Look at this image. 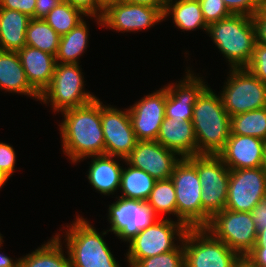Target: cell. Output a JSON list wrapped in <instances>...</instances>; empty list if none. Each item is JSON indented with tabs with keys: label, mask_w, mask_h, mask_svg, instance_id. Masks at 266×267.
<instances>
[{
	"label": "cell",
	"mask_w": 266,
	"mask_h": 267,
	"mask_svg": "<svg viewBox=\"0 0 266 267\" xmlns=\"http://www.w3.org/2000/svg\"><path fill=\"white\" fill-rule=\"evenodd\" d=\"M78 64L56 63L50 85L41 93L40 100L44 104L51 103L54 112L82 107L97 97L83 88L84 76Z\"/></svg>",
	"instance_id": "cell-7"
},
{
	"label": "cell",
	"mask_w": 266,
	"mask_h": 267,
	"mask_svg": "<svg viewBox=\"0 0 266 267\" xmlns=\"http://www.w3.org/2000/svg\"><path fill=\"white\" fill-rule=\"evenodd\" d=\"M81 15L85 16L69 2L61 1L43 20H45L59 36H63L85 19Z\"/></svg>",
	"instance_id": "cell-32"
},
{
	"label": "cell",
	"mask_w": 266,
	"mask_h": 267,
	"mask_svg": "<svg viewBox=\"0 0 266 267\" xmlns=\"http://www.w3.org/2000/svg\"><path fill=\"white\" fill-rule=\"evenodd\" d=\"M36 0H0V8L16 10L35 19Z\"/></svg>",
	"instance_id": "cell-39"
},
{
	"label": "cell",
	"mask_w": 266,
	"mask_h": 267,
	"mask_svg": "<svg viewBox=\"0 0 266 267\" xmlns=\"http://www.w3.org/2000/svg\"><path fill=\"white\" fill-rule=\"evenodd\" d=\"M76 217L64 235L71 267H121L102 237L109 231L101 235L82 216Z\"/></svg>",
	"instance_id": "cell-4"
},
{
	"label": "cell",
	"mask_w": 266,
	"mask_h": 267,
	"mask_svg": "<svg viewBox=\"0 0 266 267\" xmlns=\"http://www.w3.org/2000/svg\"><path fill=\"white\" fill-rule=\"evenodd\" d=\"M146 203L154 210L155 214H174L177 217L176 192L171 180H156Z\"/></svg>",
	"instance_id": "cell-31"
},
{
	"label": "cell",
	"mask_w": 266,
	"mask_h": 267,
	"mask_svg": "<svg viewBox=\"0 0 266 267\" xmlns=\"http://www.w3.org/2000/svg\"><path fill=\"white\" fill-rule=\"evenodd\" d=\"M196 169L202 186V227L226 207L230 169L218 155H196Z\"/></svg>",
	"instance_id": "cell-6"
},
{
	"label": "cell",
	"mask_w": 266,
	"mask_h": 267,
	"mask_svg": "<svg viewBox=\"0 0 266 267\" xmlns=\"http://www.w3.org/2000/svg\"><path fill=\"white\" fill-rule=\"evenodd\" d=\"M191 121L197 141V155H217L231 133V117L226 112L220 95L206 86L195 101Z\"/></svg>",
	"instance_id": "cell-2"
},
{
	"label": "cell",
	"mask_w": 266,
	"mask_h": 267,
	"mask_svg": "<svg viewBox=\"0 0 266 267\" xmlns=\"http://www.w3.org/2000/svg\"><path fill=\"white\" fill-rule=\"evenodd\" d=\"M171 180L176 192L177 221L187 228L202 227V186L196 169V155L181 158Z\"/></svg>",
	"instance_id": "cell-5"
},
{
	"label": "cell",
	"mask_w": 266,
	"mask_h": 267,
	"mask_svg": "<svg viewBox=\"0 0 266 267\" xmlns=\"http://www.w3.org/2000/svg\"><path fill=\"white\" fill-rule=\"evenodd\" d=\"M101 123L105 141V155L125 160L137 143L128 109L119 110L102 105ZM111 106V107H110Z\"/></svg>",
	"instance_id": "cell-15"
},
{
	"label": "cell",
	"mask_w": 266,
	"mask_h": 267,
	"mask_svg": "<svg viewBox=\"0 0 266 267\" xmlns=\"http://www.w3.org/2000/svg\"><path fill=\"white\" fill-rule=\"evenodd\" d=\"M227 82L220 92L230 117L266 107V84L247 68H230Z\"/></svg>",
	"instance_id": "cell-8"
},
{
	"label": "cell",
	"mask_w": 266,
	"mask_h": 267,
	"mask_svg": "<svg viewBox=\"0 0 266 267\" xmlns=\"http://www.w3.org/2000/svg\"><path fill=\"white\" fill-rule=\"evenodd\" d=\"M16 164V153L9 144L0 142V170L9 178L14 172Z\"/></svg>",
	"instance_id": "cell-38"
},
{
	"label": "cell",
	"mask_w": 266,
	"mask_h": 267,
	"mask_svg": "<svg viewBox=\"0 0 266 267\" xmlns=\"http://www.w3.org/2000/svg\"><path fill=\"white\" fill-rule=\"evenodd\" d=\"M163 14L164 19L172 15L175 26L183 31L200 28L207 33L208 25L204 21L199 0H168Z\"/></svg>",
	"instance_id": "cell-25"
},
{
	"label": "cell",
	"mask_w": 266,
	"mask_h": 267,
	"mask_svg": "<svg viewBox=\"0 0 266 267\" xmlns=\"http://www.w3.org/2000/svg\"><path fill=\"white\" fill-rule=\"evenodd\" d=\"M133 267H185L183 242L172 251L141 259Z\"/></svg>",
	"instance_id": "cell-33"
},
{
	"label": "cell",
	"mask_w": 266,
	"mask_h": 267,
	"mask_svg": "<svg viewBox=\"0 0 266 267\" xmlns=\"http://www.w3.org/2000/svg\"><path fill=\"white\" fill-rule=\"evenodd\" d=\"M92 157L87 178L96 191L104 195L114 194L120 189L122 166L114 156L97 155Z\"/></svg>",
	"instance_id": "cell-23"
},
{
	"label": "cell",
	"mask_w": 266,
	"mask_h": 267,
	"mask_svg": "<svg viewBox=\"0 0 266 267\" xmlns=\"http://www.w3.org/2000/svg\"><path fill=\"white\" fill-rule=\"evenodd\" d=\"M102 26L117 32H134L149 29L164 20L159 8L144 4H134L125 0L105 2L101 18Z\"/></svg>",
	"instance_id": "cell-12"
},
{
	"label": "cell",
	"mask_w": 266,
	"mask_h": 267,
	"mask_svg": "<svg viewBox=\"0 0 266 267\" xmlns=\"http://www.w3.org/2000/svg\"><path fill=\"white\" fill-rule=\"evenodd\" d=\"M180 159L181 156L175 151L165 148L156 140H147L137 141L124 162L147 172L155 180H165L171 177Z\"/></svg>",
	"instance_id": "cell-16"
},
{
	"label": "cell",
	"mask_w": 266,
	"mask_h": 267,
	"mask_svg": "<svg viewBox=\"0 0 266 267\" xmlns=\"http://www.w3.org/2000/svg\"><path fill=\"white\" fill-rule=\"evenodd\" d=\"M246 68L266 84V45L255 44L252 59Z\"/></svg>",
	"instance_id": "cell-36"
},
{
	"label": "cell",
	"mask_w": 266,
	"mask_h": 267,
	"mask_svg": "<svg viewBox=\"0 0 266 267\" xmlns=\"http://www.w3.org/2000/svg\"><path fill=\"white\" fill-rule=\"evenodd\" d=\"M166 87L142 97L128 108L137 141L156 140L165 119Z\"/></svg>",
	"instance_id": "cell-17"
},
{
	"label": "cell",
	"mask_w": 266,
	"mask_h": 267,
	"mask_svg": "<svg viewBox=\"0 0 266 267\" xmlns=\"http://www.w3.org/2000/svg\"><path fill=\"white\" fill-rule=\"evenodd\" d=\"M247 255L257 267H266V243L262 247H253Z\"/></svg>",
	"instance_id": "cell-42"
},
{
	"label": "cell",
	"mask_w": 266,
	"mask_h": 267,
	"mask_svg": "<svg viewBox=\"0 0 266 267\" xmlns=\"http://www.w3.org/2000/svg\"><path fill=\"white\" fill-rule=\"evenodd\" d=\"M262 167L266 171V144H265V149H264V159H263Z\"/></svg>",
	"instance_id": "cell-49"
},
{
	"label": "cell",
	"mask_w": 266,
	"mask_h": 267,
	"mask_svg": "<svg viewBox=\"0 0 266 267\" xmlns=\"http://www.w3.org/2000/svg\"><path fill=\"white\" fill-rule=\"evenodd\" d=\"M62 114V149L74 164L90 156L105 155L100 99Z\"/></svg>",
	"instance_id": "cell-1"
},
{
	"label": "cell",
	"mask_w": 266,
	"mask_h": 267,
	"mask_svg": "<svg viewBox=\"0 0 266 267\" xmlns=\"http://www.w3.org/2000/svg\"><path fill=\"white\" fill-rule=\"evenodd\" d=\"M266 200V171L263 167L230 170L225 209L252 212Z\"/></svg>",
	"instance_id": "cell-13"
},
{
	"label": "cell",
	"mask_w": 266,
	"mask_h": 267,
	"mask_svg": "<svg viewBox=\"0 0 266 267\" xmlns=\"http://www.w3.org/2000/svg\"><path fill=\"white\" fill-rule=\"evenodd\" d=\"M266 141L248 135L230 136L217 154L230 170L259 168L263 165Z\"/></svg>",
	"instance_id": "cell-19"
},
{
	"label": "cell",
	"mask_w": 266,
	"mask_h": 267,
	"mask_svg": "<svg viewBox=\"0 0 266 267\" xmlns=\"http://www.w3.org/2000/svg\"><path fill=\"white\" fill-rule=\"evenodd\" d=\"M86 21L80 22L70 32L60 37L56 63L78 64L80 56L87 49L89 30Z\"/></svg>",
	"instance_id": "cell-28"
},
{
	"label": "cell",
	"mask_w": 266,
	"mask_h": 267,
	"mask_svg": "<svg viewBox=\"0 0 266 267\" xmlns=\"http://www.w3.org/2000/svg\"><path fill=\"white\" fill-rule=\"evenodd\" d=\"M182 242L185 267H232L239 256L205 227L188 228Z\"/></svg>",
	"instance_id": "cell-10"
},
{
	"label": "cell",
	"mask_w": 266,
	"mask_h": 267,
	"mask_svg": "<svg viewBox=\"0 0 266 267\" xmlns=\"http://www.w3.org/2000/svg\"><path fill=\"white\" fill-rule=\"evenodd\" d=\"M232 14L253 16L261 9L262 0H222Z\"/></svg>",
	"instance_id": "cell-37"
},
{
	"label": "cell",
	"mask_w": 266,
	"mask_h": 267,
	"mask_svg": "<svg viewBox=\"0 0 266 267\" xmlns=\"http://www.w3.org/2000/svg\"><path fill=\"white\" fill-rule=\"evenodd\" d=\"M252 20L256 31L257 42L266 45V13L262 9H259L252 16Z\"/></svg>",
	"instance_id": "cell-40"
},
{
	"label": "cell",
	"mask_w": 266,
	"mask_h": 267,
	"mask_svg": "<svg viewBox=\"0 0 266 267\" xmlns=\"http://www.w3.org/2000/svg\"><path fill=\"white\" fill-rule=\"evenodd\" d=\"M239 255H247L255 246L258 229L252 212L223 209L205 227Z\"/></svg>",
	"instance_id": "cell-11"
},
{
	"label": "cell",
	"mask_w": 266,
	"mask_h": 267,
	"mask_svg": "<svg viewBox=\"0 0 266 267\" xmlns=\"http://www.w3.org/2000/svg\"><path fill=\"white\" fill-rule=\"evenodd\" d=\"M25 36L26 46L57 55L61 36L45 20L32 18Z\"/></svg>",
	"instance_id": "cell-29"
},
{
	"label": "cell",
	"mask_w": 266,
	"mask_h": 267,
	"mask_svg": "<svg viewBox=\"0 0 266 267\" xmlns=\"http://www.w3.org/2000/svg\"><path fill=\"white\" fill-rule=\"evenodd\" d=\"M165 218L158 219L129 241L126 253L129 267H133L141 259L174 250L178 246L174 243L177 236L182 241L188 228L182 222Z\"/></svg>",
	"instance_id": "cell-9"
},
{
	"label": "cell",
	"mask_w": 266,
	"mask_h": 267,
	"mask_svg": "<svg viewBox=\"0 0 266 267\" xmlns=\"http://www.w3.org/2000/svg\"><path fill=\"white\" fill-rule=\"evenodd\" d=\"M32 18L0 8V50L18 52L26 46V31Z\"/></svg>",
	"instance_id": "cell-24"
},
{
	"label": "cell",
	"mask_w": 266,
	"mask_h": 267,
	"mask_svg": "<svg viewBox=\"0 0 266 267\" xmlns=\"http://www.w3.org/2000/svg\"><path fill=\"white\" fill-rule=\"evenodd\" d=\"M129 167L122 170L119 197L125 199L141 200L146 202L154 187L156 180L147 172L135 168L127 163Z\"/></svg>",
	"instance_id": "cell-27"
},
{
	"label": "cell",
	"mask_w": 266,
	"mask_h": 267,
	"mask_svg": "<svg viewBox=\"0 0 266 267\" xmlns=\"http://www.w3.org/2000/svg\"><path fill=\"white\" fill-rule=\"evenodd\" d=\"M18 55L28 83L41 95L51 83L56 57L31 46H24Z\"/></svg>",
	"instance_id": "cell-20"
},
{
	"label": "cell",
	"mask_w": 266,
	"mask_h": 267,
	"mask_svg": "<svg viewBox=\"0 0 266 267\" xmlns=\"http://www.w3.org/2000/svg\"><path fill=\"white\" fill-rule=\"evenodd\" d=\"M254 220L256 222V227L260 228L266 227V200L259 203L252 211Z\"/></svg>",
	"instance_id": "cell-43"
},
{
	"label": "cell",
	"mask_w": 266,
	"mask_h": 267,
	"mask_svg": "<svg viewBox=\"0 0 266 267\" xmlns=\"http://www.w3.org/2000/svg\"><path fill=\"white\" fill-rule=\"evenodd\" d=\"M60 2V0H36L35 19H44Z\"/></svg>",
	"instance_id": "cell-41"
},
{
	"label": "cell",
	"mask_w": 266,
	"mask_h": 267,
	"mask_svg": "<svg viewBox=\"0 0 266 267\" xmlns=\"http://www.w3.org/2000/svg\"><path fill=\"white\" fill-rule=\"evenodd\" d=\"M58 233L35 251L19 258V267H71L69 255L62 250Z\"/></svg>",
	"instance_id": "cell-26"
},
{
	"label": "cell",
	"mask_w": 266,
	"mask_h": 267,
	"mask_svg": "<svg viewBox=\"0 0 266 267\" xmlns=\"http://www.w3.org/2000/svg\"><path fill=\"white\" fill-rule=\"evenodd\" d=\"M207 32L231 68H246L253 56L256 31L251 16L232 14L208 25Z\"/></svg>",
	"instance_id": "cell-3"
},
{
	"label": "cell",
	"mask_w": 266,
	"mask_h": 267,
	"mask_svg": "<svg viewBox=\"0 0 266 267\" xmlns=\"http://www.w3.org/2000/svg\"><path fill=\"white\" fill-rule=\"evenodd\" d=\"M2 237H0V248L4 242ZM0 267H19V259L13 261L12 258L2 253L0 254Z\"/></svg>",
	"instance_id": "cell-45"
},
{
	"label": "cell",
	"mask_w": 266,
	"mask_h": 267,
	"mask_svg": "<svg viewBox=\"0 0 266 267\" xmlns=\"http://www.w3.org/2000/svg\"><path fill=\"white\" fill-rule=\"evenodd\" d=\"M231 134L248 135L266 141V107L231 117Z\"/></svg>",
	"instance_id": "cell-30"
},
{
	"label": "cell",
	"mask_w": 266,
	"mask_h": 267,
	"mask_svg": "<svg viewBox=\"0 0 266 267\" xmlns=\"http://www.w3.org/2000/svg\"><path fill=\"white\" fill-rule=\"evenodd\" d=\"M266 243V227L260 228L257 233V239L254 247H262Z\"/></svg>",
	"instance_id": "cell-47"
},
{
	"label": "cell",
	"mask_w": 266,
	"mask_h": 267,
	"mask_svg": "<svg viewBox=\"0 0 266 267\" xmlns=\"http://www.w3.org/2000/svg\"><path fill=\"white\" fill-rule=\"evenodd\" d=\"M159 218L154 210L144 201L117 197L109 205L108 221L115 236L123 241H131L141 230L152 225Z\"/></svg>",
	"instance_id": "cell-14"
},
{
	"label": "cell",
	"mask_w": 266,
	"mask_h": 267,
	"mask_svg": "<svg viewBox=\"0 0 266 267\" xmlns=\"http://www.w3.org/2000/svg\"><path fill=\"white\" fill-rule=\"evenodd\" d=\"M74 8L80 10L86 17L97 18V23L102 26V16L104 13L105 2L103 0H66Z\"/></svg>",
	"instance_id": "cell-35"
},
{
	"label": "cell",
	"mask_w": 266,
	"mask_h": 267,
	"mask_svg": "<svg viewBox=\"0 0 266 267\" xmlns=\"http://www.w3.org/2000/svg\"><path fill=\"white\" fill-rule=\"evenodd\" d=\"M190 69L183 80L166 87L165 118L179 122L192 120L195 101L207 86L202 77H195Z\"/></svg>",
	"instance_id": "cell-18"
},
{
	"label": "cell",
	"mask_w": 266,
	"mask_h": 267,
	"mask_svg": "<svg viewBox=\"0 0 266 267\" xmlns=\"http://www.w3.org/2000/svg\"><path fill=\"white\" fill-rule=\"evenodd\" d=\"M9 177L0 170V190L5 185Z\"/></svg>",
	"instance_id": "cell-48"
},
{
	"label": "cell",
	"mask_w": 266,
	"mask_h": 267,
	"mask_svg": "<svg viewBox=\"0 0 266 267\" xmlns=\"http://www.w3.org/2000/svg\"><path fill=\"white\" fill-rule=\"evenodd\" d=\"M0 89L40 101V95L27 81L18 52L0 50Z\"/></svg>",
	"instance_id": "cell-22"
},
{
	"label": "cell",
	"mask_w": 266,
	"mask_h": 267,
	"mask_svg": "<svg viewBox=\"0 0 266 267\" xmlns=\"http://www.w3.org/2000/svg\"><path fill=\"white\" fill-rule=\"evenodd\" d=\"M134 4H144L155 8H159L163 13L165 11L168 0H125Z\"/></svg>",
	"instance_id": "cell-44"
},
{
	"label": "cell",
	"mask_w": 266,
	"mask_h": 267,
	"mask_svg": "<svg viewBox=\"0 0 266 267\" xmlns=\"http://www.w3.org/2000/svg\"><path fill=\"white\" fill-rule=\"evenodd\" d=\"M261 9L266 13V0H262Z\"/></svg>",
	"instance_id": "cell-50"
},
{
	"label": "cell",
	"mask_w": 266,
	"mask_h": 267,
	"mask_svg": "<svg viewBox=\"0 0 266 267\" xmlns=\"http://www.w3.org/2000/svg\"><path fill=\"white\" fill-rule=\"evenodd\" d=\"M156 141L181 155V158L197 155V141L191 120L179 122L165 118Z\"/></svg>",
	"instance_id": "cell-21"
},
{
	"label": "cell",
	"mask_w": 266,
	"mask_h": 267,
	"mask_svg": "<svg viewBox=\"0 0 266 267\" xmlns=\"http://www.w3.org/2000/svg\"><path fill=\"white\" fill-rule=\"evenodd\" d=\"M199 3L207 25L232 15L222 0H199Z\"/></svg>",
	"instance_id": "cell-34"
},
{
	"label": "cell",
	"mask_w": 266,
	"mask_h": 267,
	"mask_svg": "<svg viewBox=\"0 0 266 267\" xmlns=\"http://www.w3.org/2000/svg\"><path fill=\"white\" fill-rule=\"evenodd\" d=\"M232 267H257L248 255H239Z\"/></svg>",
	"instance_id": "cell-46"
}]
</instances>
